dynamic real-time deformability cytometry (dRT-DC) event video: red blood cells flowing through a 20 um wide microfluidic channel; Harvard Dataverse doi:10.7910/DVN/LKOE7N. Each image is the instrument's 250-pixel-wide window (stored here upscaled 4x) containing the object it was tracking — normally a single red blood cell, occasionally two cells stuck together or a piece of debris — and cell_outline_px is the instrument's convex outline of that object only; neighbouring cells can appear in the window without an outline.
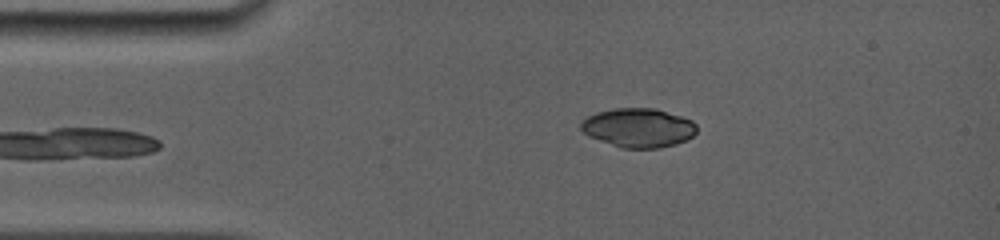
{"species": "common noctule bat (a hibernating species)", "species_latin": "Nyctalus noctula", "temperature_condition": "room temperature", "stored_images_in_passage": 51, "camera_frame_rate_fps": 5000, "um_per_image_px": 0.085, "animal": {"sex": "female", "body_mass_g": 19.0, "forearm_length_mm": 56.7}, "frame": {"image": 1, "passage_image": 2, "time_ms": 0.2, "image_size_px": [1000, 240], "cell_outline_px": [[696, 132], [692, 136], [676, 144], [660, 148], [620, 148], [588, 136], [580, 128], [580, 120], [596, 112], [616, 108], [656, 108], [692, 120], [696, 124]], "centroid_in_image_um": [54.23, 10.86], "position_along_channel_um": 30.8, "area_um2": 26.47}}
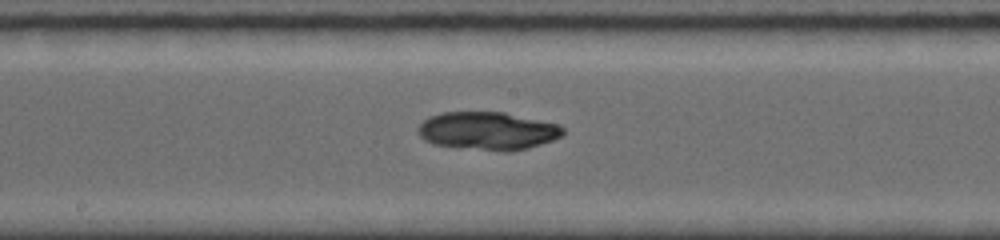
{"frame": {"image": 2, "passage_image": 25, "time_ms": 5.6, "image_size_px": [1000, 240], "cell_outline_px": [[564, 132], [560, 136], [552, 140], [528, 148], [512, 152], [504, 152], [432, 144], [424, 140], [416, 132], [416, 128], [428, 116], [440, 112], [504, 112], [560, 124], [564, 128]], "centroid_in_image_um": [41.43, 11.12], "position_along_channel_um": 206.8, "area_um2": 32.37}}
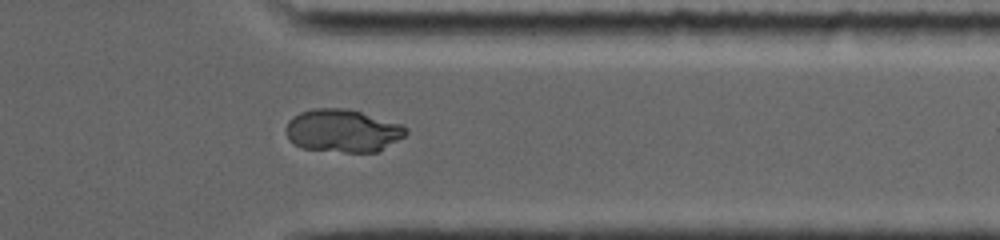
{"frame": {"image": 3, "passage_image": 43, "time_ms": 10.0, "image_size_px": [1000, 240], "cell_outline_px": [[408, 132], [404, 136], [380, 152], [344, 152], [304, 148], [292, 144], [288, 140], [284, 128], [288, 120], [292, 116], [300, 112], [316, 108], [344, 108], [360, 112], [400, 124], [408, 128]], "centroid_in_image_um": [29.09, 11.12], "position_along_channel_um": 382.3, "area_um2": 30.11}}